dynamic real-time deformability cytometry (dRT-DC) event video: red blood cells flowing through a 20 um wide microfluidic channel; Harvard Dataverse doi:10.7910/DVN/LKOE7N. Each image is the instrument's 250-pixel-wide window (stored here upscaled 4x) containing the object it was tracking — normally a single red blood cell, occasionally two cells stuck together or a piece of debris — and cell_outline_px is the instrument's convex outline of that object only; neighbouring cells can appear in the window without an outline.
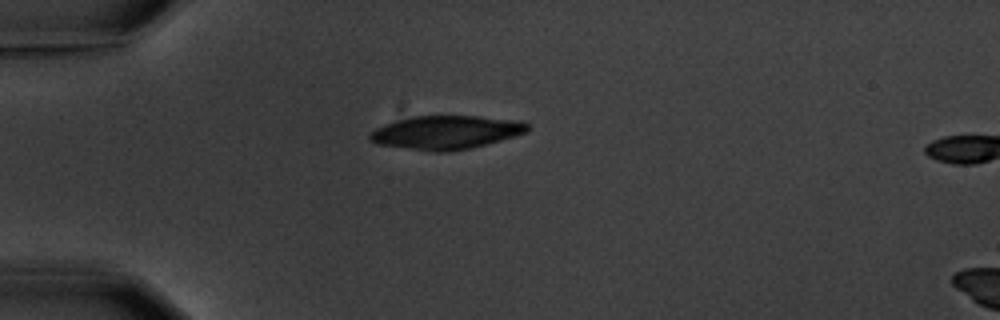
{"species": "common noctule bat (a hibernating species)", "species_latin": "Nyctalus noctula", "temperature_condition": "warm", "stored_images_in_passage": 2, "camera_frame_rate_fps": 3000, "um_per_image_px": 0.085, "animal": {"sex": "male", "body_mass_g": 20.1, "forearm_length_mm": 53.5}, "frame": {"image": 1, "passage_image": 1, "time_ms": 0.0, "image_size_px": [1000, 320], "cell_outline_px": [[532, 128], [528, 132], [500, 140], [468, 148], [444, 152], [432, 152], [376, 144], [368, 140], [368, 136], [376, 128], [384, 124], [412, 116], [480, 116], [520, 120], [528, 124]], "centroid_in_image_um": [37.92, 11.25], "position_along_channel_um": 47.1, "area_um2": 30.87}}